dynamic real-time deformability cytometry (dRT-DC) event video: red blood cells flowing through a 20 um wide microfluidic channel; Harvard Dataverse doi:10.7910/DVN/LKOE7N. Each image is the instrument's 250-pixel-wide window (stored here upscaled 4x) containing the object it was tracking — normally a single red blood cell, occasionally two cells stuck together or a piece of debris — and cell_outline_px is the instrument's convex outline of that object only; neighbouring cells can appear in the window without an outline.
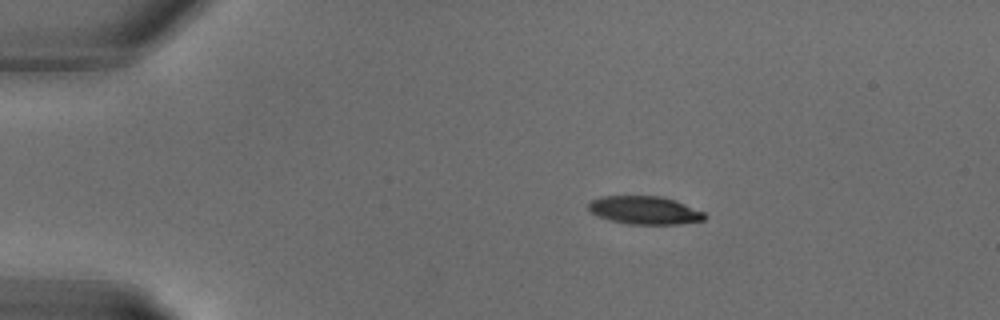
{"species": "common noctule bat (a hibernating species)", "species_latin": "Nyctalus noctula", "temperature_condition": "warm", "stored_images_in_passage": 16, "camera_frame_rate_fps": 3000, "um_per_image_px": 0.085, "animal": {"sex": "male", "body_mass_g": 18.8}, "frame": {"image": 1, "passage_image": 5, "time_ms": 1.333, "image_size_px": [1000, 320], "cell_outline_px": [[708, 216], [704, 220], [676, 224], [628, 224], [608, 220], [596, 216], [588, 208], [588, 204], [592, 200], [600, 196], [660, 196], [676, 200], [704, 212]], "centroid_in_image_um": [54.79, 17.87], "position_along_channel_um": 30.2, "area_um2": 19.13}}
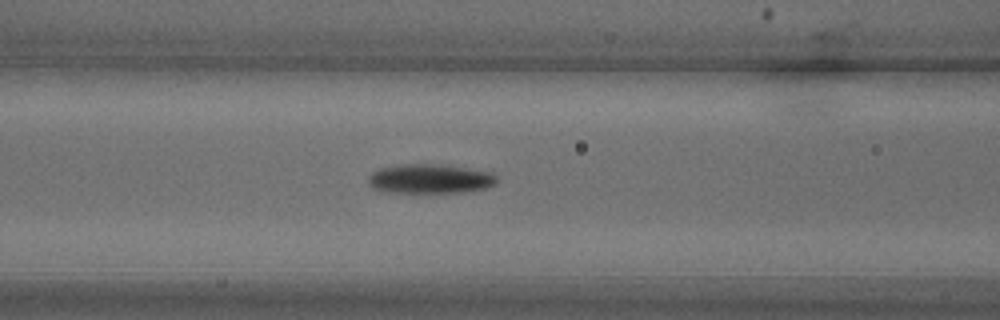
{"frame": {"image": 2, "passage_image": 12, "time_ms": 3.667, "image_size_px": [1000, 320], "cell_outline_px": [[500, 180], [496, 184], [488, 188], [464, 192], [428, 196], [380, 192], [372, 188], [368, 184], [368, 176], [372, 172], [380, 168], [404, 164], [432, 164], [464, 168], [492, 172]], "centroid_in_image_um": [36.52, 15.27], "position_along_channel_um": 130.1, "area_um2": 23.29}}
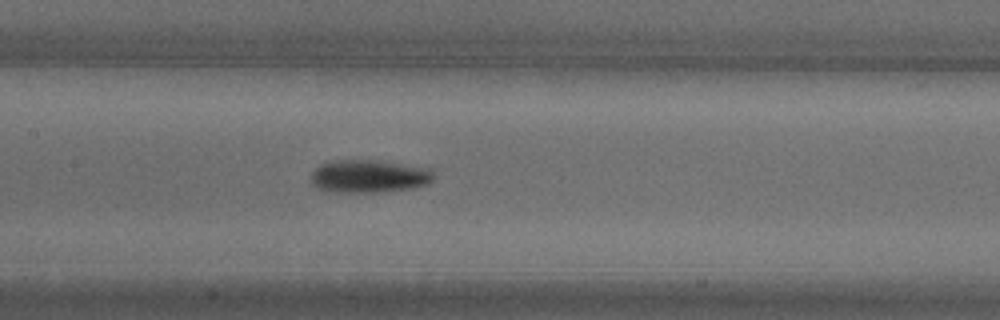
{"frame": {"image": 3, "passage_image": 14, "time_ms": 4.333, "image_size_px": [1000, 320], "cell_outline_px": [[432, 180], [428, 184], [412, 188], [384, 192], [324, 192], [316, 188], [312, 184], [312, 172], [320, 164], [328, 160], [376, 160], [432, 168]], "centroid_in_image_um": [31.33, 14.98], "position_along_channel_um": 176.1, "area_um2": 23.87}}